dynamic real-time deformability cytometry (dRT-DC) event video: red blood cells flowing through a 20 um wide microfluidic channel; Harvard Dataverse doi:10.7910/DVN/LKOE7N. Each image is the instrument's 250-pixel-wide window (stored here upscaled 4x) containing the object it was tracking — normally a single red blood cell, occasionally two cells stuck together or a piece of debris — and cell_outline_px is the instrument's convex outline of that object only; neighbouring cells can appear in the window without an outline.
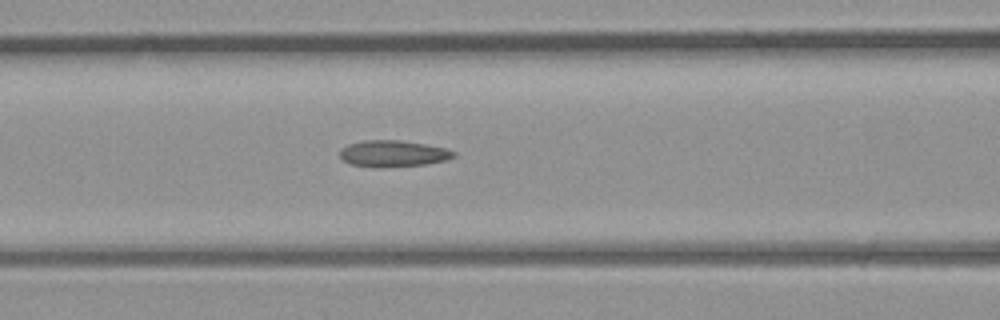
{"species": "common noctule bat (a hibernating species)", "species_latin": "Nyctalus noctula", "temperature_condition": "room temperature", "stored_images_in_passage": 25, "camera_frame_rate_fps": 3000, "um_per_image_px": 0.085, "animal": {"sex": "male", "body_mass_g": 23.1, "forearm_length_mm": 52.7}, "frame": {"image": 1, "passage_image": 8, "time_ms": 2.333, "image_size_px": [1000, 320], "cell_outline_px": [[456, 156], [448, 160], [428, 164], [380, 168], [376, 168], [352, 164], [344, 160], [340, 156], [340, 148], [348, 144], [364, 140], [400, 140], [448, 148], [456, 152]], "centroid_in_image_um": [33.45, 13.06], "position_along_channel_um": 133.1, "area_um2": 17.8}}
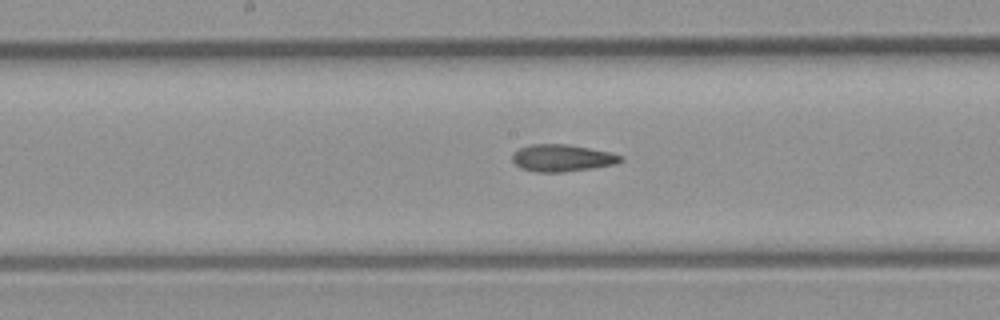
{"frame": {"image": 2, "passage_image": 12, "time_ms": 3.667, "image_size_px": [1000, 320], "cell_outline_px": [[624, 160], [616, 164], [592, 168], [560, 172], [536, 172], [520, 168], [512, 160], [512, 152], [520, 148], [532, 144], [568, 144], [608, 152], [624, 156]], "centroid_in_image_um": [47.77, 13.43], "position_along_channel_um": 200.4, "area_um2": 17.05}}
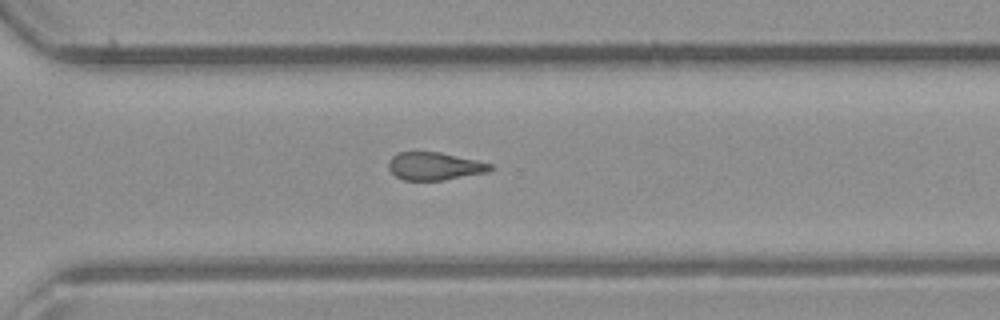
{"frame": {"image": 3, "passage_image": 20, "time_ms": 6.333, "image_size_px": [1000, 320], "cell_outline_px": [[492, 168], [484, 172], [444, 180], [404, 180], [396, 176], [388, 168], [388, 160], [392, 156], [400, 152], [440, 152], [476, 160], [492, 164]], "centroid_in_image_um": [36.88, 14.12], "position_along_channel_um": 333.7, "area_um2": 16.24}}